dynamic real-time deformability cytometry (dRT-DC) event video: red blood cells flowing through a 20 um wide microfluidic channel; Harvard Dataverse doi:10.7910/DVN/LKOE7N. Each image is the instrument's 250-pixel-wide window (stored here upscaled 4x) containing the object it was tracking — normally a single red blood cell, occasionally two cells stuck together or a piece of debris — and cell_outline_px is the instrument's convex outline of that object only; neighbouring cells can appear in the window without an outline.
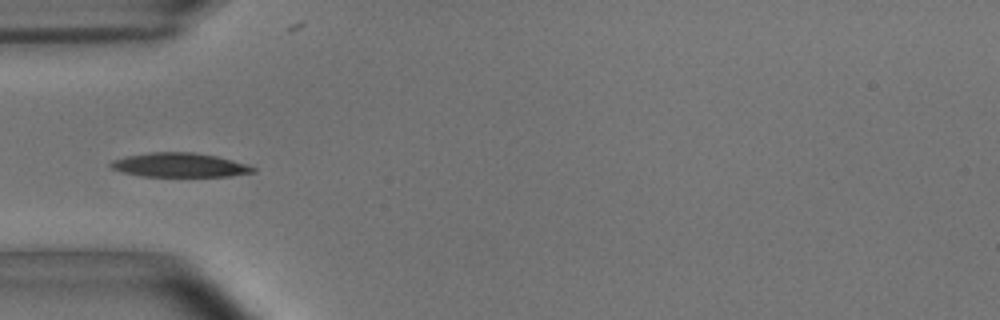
{"species": "common noctule bat (a hibernating species)", "species_latin": "Nyctalus noctula", "temperature_condition": "room temperature", "stored_images_in_passage": 38, "camera_frame_rate_fps": 3000, "um_per_image_px": 0.085, "animal": {"sex": "male", "body_mass_g": 15.6}, "frame": {"image": 1, "passage_image": 1, "time_ms": 0.0, "image_size_px": [1000, 320], "cell_outline_px": [[256, 172], [232, 176], [140, 176], [124, 172], [112, 168], [108, 164], [112, 160], [124, 156], [148, 152], [192, 152], [216, 156], [248, 164], [256, 168]], "centroid_in_image_um": [15.27, 14.02], "position_along_channel_um": 69.7, "area_um2": 20.11}}
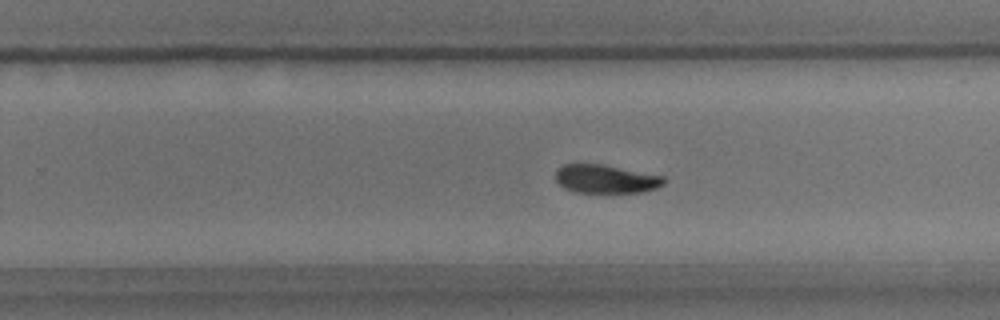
{"frame": {"image": 2, "passage_image": 18, "time_ms": 5.667, "image_size_px": [1000, 320], "cell_outline_px": [[664, 184], [656, 188], [640, 192], [572, 192], [564, 188], [556, 180], [556, 172], [564, 164], [600, 164], [664, 176]], "centroid_in_image_um": [51.48, 15.22], "position_along_channel_um": 278.3, "area_um2": 17.69}}
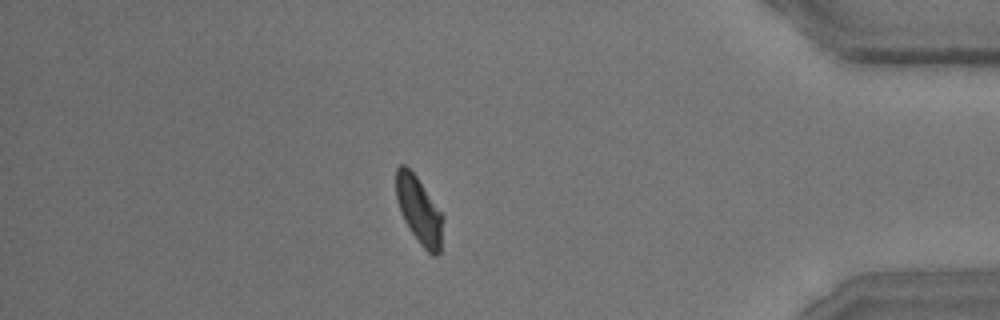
{"frame": {"image": 3, "passage_image": 31, "time_ms": 10.0, "image_size_px": [1000, 320], "cell_outline_px": [[444, 216], [440, 252], [436, 256], [432, 256], [420, 244], [404, 220], [400, 212], [396, 200], [396, 168], [400, 164], [404, 164], [416, 176]], "centroid_in_image_um": [35.62, 17.89], "position_along_channel_um": 399.6, "area_um2": 18.26}, "authors_computed_cell_mechanics": {"area_um2": 19.3919, "velocity_mm_per_s": 3.6768, "shape_relaxation_time_tau1_ms": 2.6443, "shape_relaxation_time_tau2_ms": 4.0471, "deformation_change_tau1": 0.1245, "deformation_change_tau2": 0.0841}}